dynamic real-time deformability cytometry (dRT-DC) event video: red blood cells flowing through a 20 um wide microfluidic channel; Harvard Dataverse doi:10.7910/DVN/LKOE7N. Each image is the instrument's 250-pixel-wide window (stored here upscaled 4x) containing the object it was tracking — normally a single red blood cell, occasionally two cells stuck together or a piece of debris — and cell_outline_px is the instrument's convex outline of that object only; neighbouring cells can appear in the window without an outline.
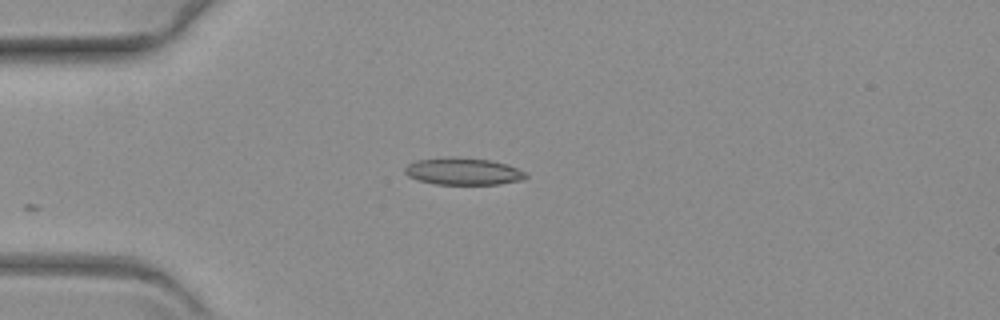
{"species": "common noctule bat (a hibernating species)", "species_latin": "Nyctalus noctula", "temperature_condition": "warm", "stored_images_in_passage": 19, "camera_frame_rate_fps": 3000, "um_per_image_px": 0.085, "animal": {"sex": "female", "body_mass_g": 19.3, "forearm_length_mm": 54.1}, "frame": {"image": 1, "passage_image": 1, "time_ms": 0.0, "image_size_px": [1000, 320], "cell_outline_px": [[528, 176], [524, 180], [500, 184], [436, 184], [420, 180], [408, 176], [404, 172], [404, 168], [408, 164], [416, 160], [452, 156], [492, 160], [516, 168], [524, 172]], "centroid_in_image_um": [39.36, 14.56], "position_along_channel_um": 45.6, "area_um2": 19.07}}
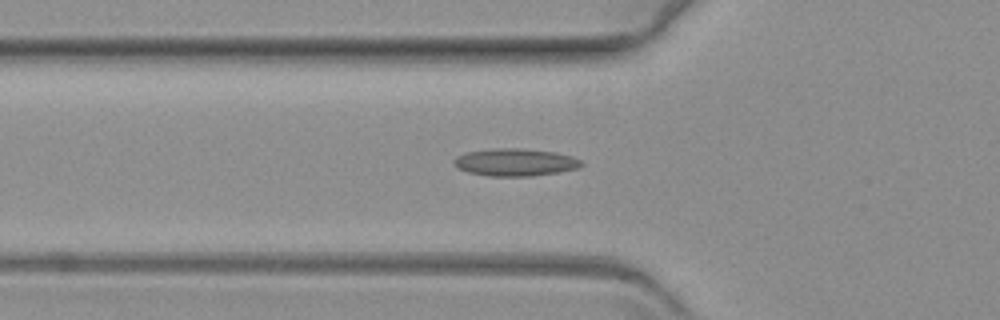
{"frame": {"image": 2, "passage_image": 6, "time_ms": 1.667, "image_size_px": [1000, 320], "cell_outline_px": [[584, 164], [576, 168], [556, 172], [532, 176], [488, 176], [468, 172], [456, 168], [452, 164], [452, 160], [456, 156], [468, 152], [492, 148], [524, 148], [556, 152], [572, 156], [580, 160]], "centroid_in_image_um": [43.74, 13.78], "position_along_channel_um": 82.1, "area_um2": 20.52}}
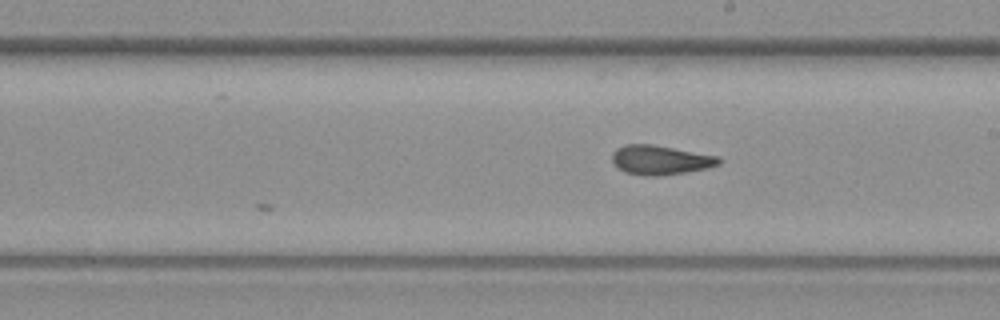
{"frame": {"image": 3, "passage_image": 19, "time_ms": 6.0, "image_size_px": [1000, 320], "cell_outline_px": [[720, 164], [708, 168], [688, 172], [660, 176], [644, 176], [624, 172], [616, 168], [612, 160], [612, 152], [616, 148], [624, 144], [652, 144], [720, 156]], "centroid_in_image_um": [56.11, 13.6], "position_along_channel_um": 232.9, "area_um2": 18.61}}